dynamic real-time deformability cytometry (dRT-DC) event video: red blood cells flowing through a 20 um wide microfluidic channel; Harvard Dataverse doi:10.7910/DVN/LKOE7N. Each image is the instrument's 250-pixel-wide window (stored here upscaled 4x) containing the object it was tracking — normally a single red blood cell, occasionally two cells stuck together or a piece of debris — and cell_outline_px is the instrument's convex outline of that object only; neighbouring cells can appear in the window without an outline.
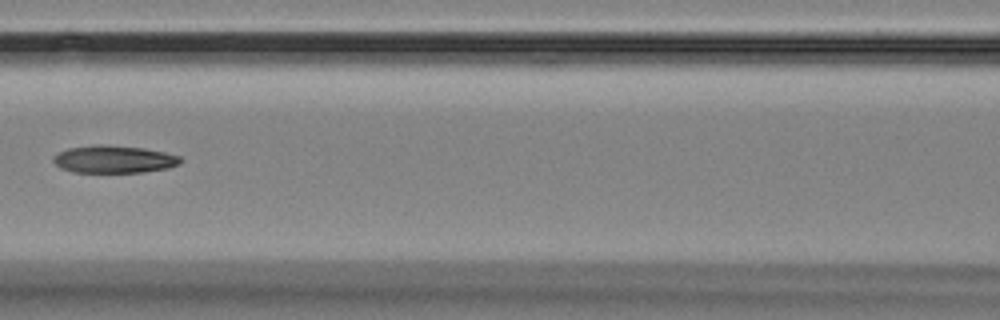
{"species": "Egyptian fruit bat (a non-hibernating species)", "species_latin": "Rousettus aegyptiacus", "temperature_condition": "room temperature", "stored_images_in_passage": 5, "camera_frame_rate_fps": 3000, "um_per_image_px": 0.085, "animal": {"sex": "female"}, "frame": {"image": 1, "passage_image": 5, "time_ms": 4.667, "image_size_px": [1000, 320], "cell_outline_px": [[184, 160], [180, 164], [168, 168], [144, 172], [72, 172], [60, 168], [52, 160], [52, 156], [68, 148], [100, 144], [144, 148], [164, 152], [180, 156]], "centroid_in_image_um": [9.7, 13.54], "position_along_channel_um": 156.9, "area_um2": 20.46}}